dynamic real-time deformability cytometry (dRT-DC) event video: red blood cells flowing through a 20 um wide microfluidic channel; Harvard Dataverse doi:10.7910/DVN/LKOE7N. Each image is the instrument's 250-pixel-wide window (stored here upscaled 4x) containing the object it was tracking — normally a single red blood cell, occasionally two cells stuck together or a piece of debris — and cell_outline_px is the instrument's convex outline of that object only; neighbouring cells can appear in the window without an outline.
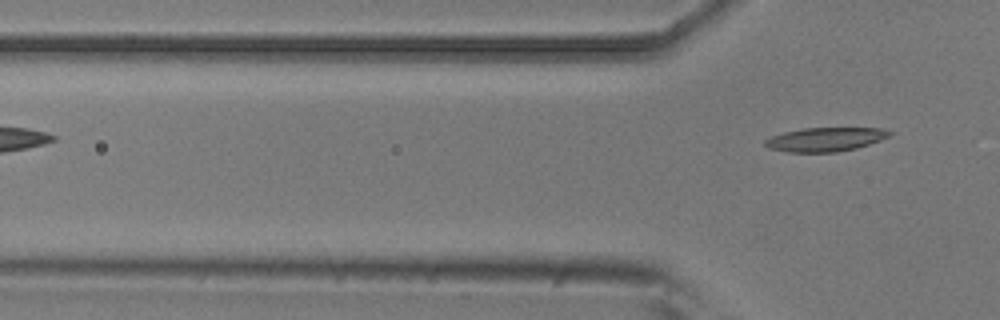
{"species": "common noctule bat (a hibernating species)", "species_latin": "Nyctalus noctula", "temperature_condition": "room temperature", "stored_images_in_passage": 2, "camera_frame_rate_fps": 3000, "um_per_image_px": 0.085, "animal": {"sex": "male", "body_mass_g": 20.5, "forearm_length_mm": 52.5}, "frame": {"image": 1, "passage_image": 2, "time_ms": 0.333, "image_size_px": [1000, 320], "cell_outline_px": [[892, 132], [888, 136], [880, 140], [856, 148], [836, 152], [788, 152], [768, 148], [764, 144], [764, 140], [772, 136], [784, 132], [804, 128], [880, 128]], "centroid_in_image_um": [70.11, 11.85], "position_along_channel_um": 55.7, "area_um2": 17.17}}